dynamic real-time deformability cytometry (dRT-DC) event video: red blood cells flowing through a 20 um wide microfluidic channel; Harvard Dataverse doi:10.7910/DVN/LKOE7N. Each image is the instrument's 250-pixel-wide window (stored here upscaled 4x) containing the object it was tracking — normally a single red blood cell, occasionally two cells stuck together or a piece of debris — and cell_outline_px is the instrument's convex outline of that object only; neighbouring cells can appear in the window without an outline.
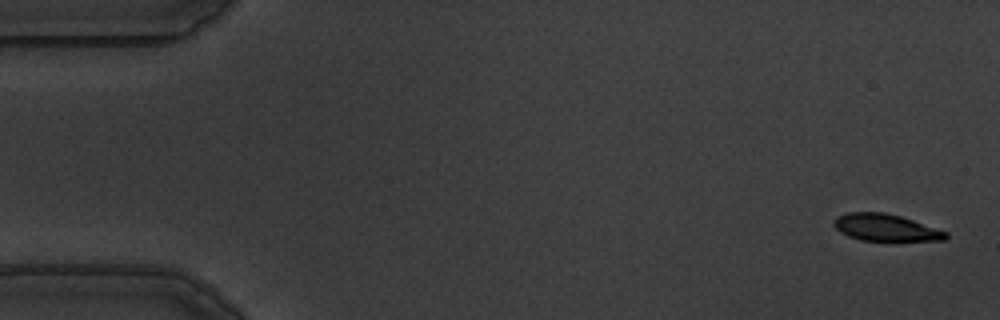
{"species": "common noctule bat (a hibernating species)", "species_latin": "Nyctalus noctula", "temperature_condition": "warm", "stored_images_in_passage": 56, "camera_frame_rate_fps": 3000, "um_per_image_px": 0.085, "animal": {"sex": "male", "body_mass_g": 19.5, "forearm_length_mm": 54.6}, "frame": {"image": 1, "passage_image": 2, "time_ms": 0.333, "image_size_px": [1000, 320], "cell_outline_px": [[948, 236], [944, 240], [860, 240], [848, 236], [840, 232], [832, 224], [836, 216], [848, 212], [884, 212], [900, 216], [948, 232]], "centroid_in_image_um": [75.23, 19.33], "position_along_channel_um": 9.8, "area_um2": 17.4}}
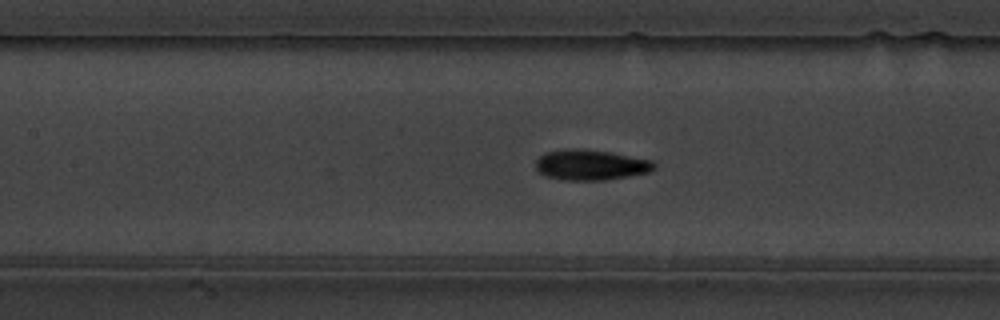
{"frame": {"image": 2, "passage_image": 25, "time_ms": 8.0, "image_size_px": [1000, 320], "cell_outline_px": [[656, 168], [648, 172], [628, 176], [604, 180], [564, 180], [544, 176], [536, 168], [536, 160], [544, 152], [568, 148], [584, 148], [612, 152], [652, 160], [656, 164]], "centroid_in_image_um": [50.2, 14.0], "position_along_channel_um": 157.2, "area_um2": 21.27}}
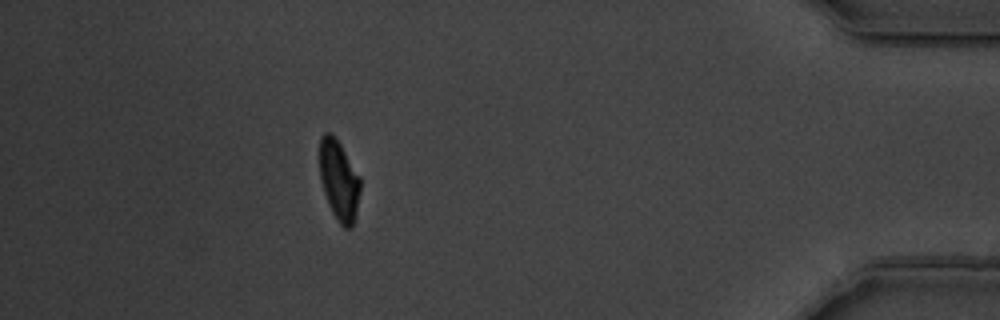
{"frame": {"image": 3, "passage_image": 50, "time_ms": 16.333, "image_size_px": [1000, 320], "cell_outline_px": [[360, 188], [356, 216], [352, 228], [344, 228], [340, 224], [332, 212], [328, 204], [320, 180], [320, 136], [324, 132], [328, 132], [340, 144], [360, 176]], "centroid_in_image_um": [28.82, 15.36], "position_along_channel_um": 406.4, "area_um2": 18.9}, "authors_computed_cell_mechanics": {"area_um2": 20.0277, "velocity_mm_per_s": 3.6102, "shape_relaxation_time_tau1_ms": 3.4238, "shape_relaxation_time_tau2_ms": 1.4337, "deformation_change_tau1": 0.176, "deformation_change_tau2": 0.0752}}